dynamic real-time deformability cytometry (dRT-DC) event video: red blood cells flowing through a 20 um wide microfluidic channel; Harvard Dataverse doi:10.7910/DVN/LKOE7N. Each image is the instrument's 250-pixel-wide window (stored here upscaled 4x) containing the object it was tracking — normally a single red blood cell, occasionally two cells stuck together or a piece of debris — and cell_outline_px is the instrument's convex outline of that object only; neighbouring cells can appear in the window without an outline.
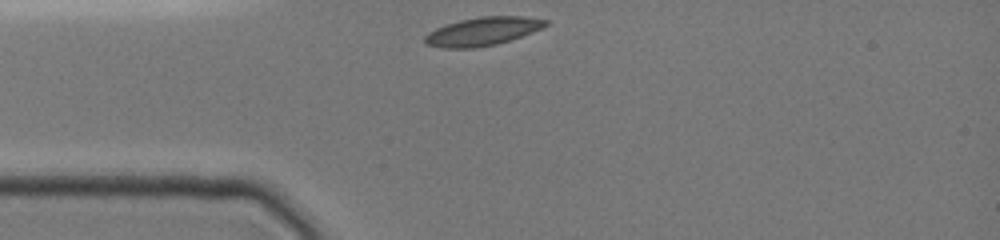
{"species": "common noctule bat (a hibernating species)", "species_latin": "Nyctalus noctula", "temperature_condition": "cold", "stored_images_in_passage": 4, "camera_frame_rate_fps": 3000, "um_per_image_px": 0.085, "animal": {"sex": "female", "body_mass_g": 19.0, "forearm_length_mm": 51.5}, "frame": {"image": 1, "passage_image": 1, "time_ms": 0.0, "image_size_px": [1000, 240], "cell_outline_px": [[548, 24], [532, 32], [496, 44], [476, 48], [440, 48], [424, 44], [424, 36], [428, 32], [436, 28], [460, 20], [480, 16], [524, 16], [548, 20]], "centroid_in_image_um": [40.97, 2.67], "position_along_channel_um": 44.0, "area_um2": 19.88}}
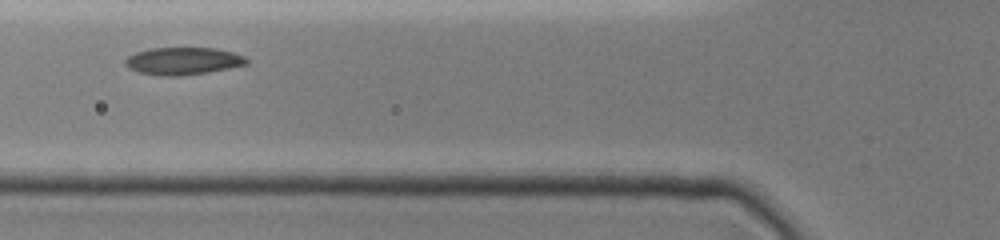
{"frame": {"image": 2, "passage_image": 3, "time_ms": 0.667, "image_size_px": [1000, 240], "cell_outline_px": [[248, 64], [208, 72], [176, 76], [160, 76], [140, 72], [128, 68], [124, 64], [124, 60], [128, 56], [136, 52], [152, 48], [216, 48], [232, 52], [244, 56], [248, 60]], "centroid_in_image_um": [15.54, 5.18], "position_along_channel_um": 110.3, "area_um2": 19.31}}